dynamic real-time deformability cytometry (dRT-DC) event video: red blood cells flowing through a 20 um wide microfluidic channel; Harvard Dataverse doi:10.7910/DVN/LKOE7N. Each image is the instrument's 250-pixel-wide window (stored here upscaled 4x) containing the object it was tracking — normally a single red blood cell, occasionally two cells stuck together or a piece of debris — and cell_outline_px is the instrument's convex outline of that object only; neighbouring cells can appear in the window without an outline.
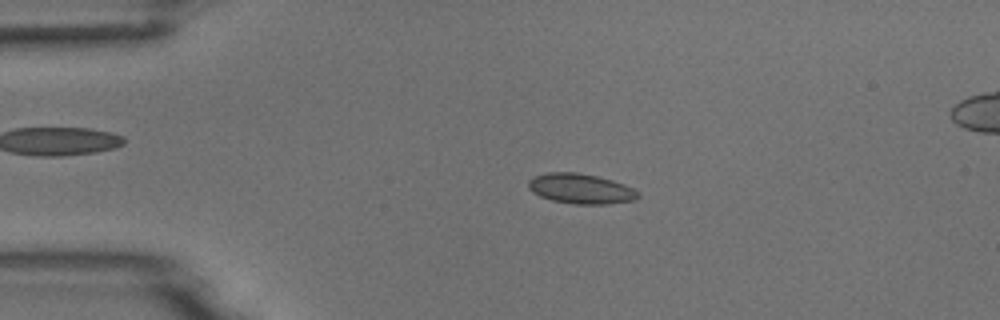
{"species": "common noctule bat (a hibernating species)", "species_latin": "Nyctalus noctula", "temperature_condition": "room temperature", "stored_images_in_passage": 4, "camera_frame_rate_fps": 3000, "um_per_image_px": 0.085, "animal": {"sex": "male", "body_mass_g": 18.8}, "frame": {"image": 1, "passage_image": 3, "time_ms": 2.333, "image_size_px": [1000, 320], "cell_outline_px": [[640, 196], [636, 200], [608, 204], [576, 204], [552, 200], [540, 196], [532, 192], [528, 188], [528, 180], [536, 176], [548, 172], [576, 172], [596, 176], [612, 180], [624, 184], [632, 188]], "centroid_in_image_um": [49.35, 16.04], "position_along_channel_um": 35.6, "area_um2": 19.13}}
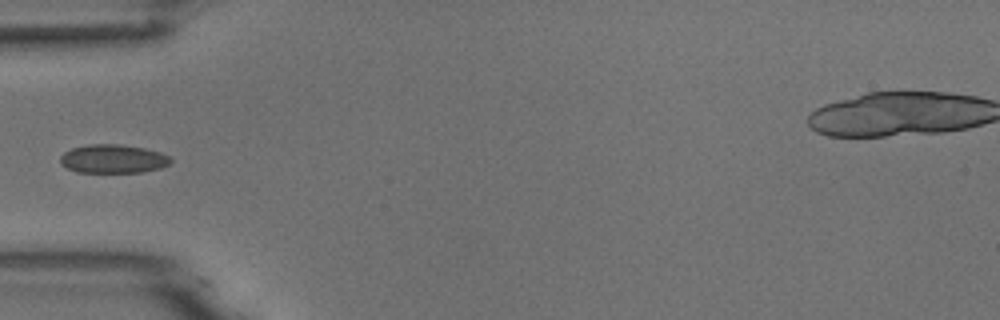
{"frame": {"image": 2, "passage_image": 4, "time_ms": 4.333, "image_size_px": [1000, 320], "cell_outline_px": [[172, 160], [168, 164], [160, 168], [144, 172], [76, 172], [60, 164], [60, 156], [64, 152], [72, 148], [88, 144], [120, 144], [144, 148], [160, 152], [168, 156]], "centroid_in_image_um": [9.59, 13.5], "position_along_channel_um": 75.4, "area_um2": 18.44}}